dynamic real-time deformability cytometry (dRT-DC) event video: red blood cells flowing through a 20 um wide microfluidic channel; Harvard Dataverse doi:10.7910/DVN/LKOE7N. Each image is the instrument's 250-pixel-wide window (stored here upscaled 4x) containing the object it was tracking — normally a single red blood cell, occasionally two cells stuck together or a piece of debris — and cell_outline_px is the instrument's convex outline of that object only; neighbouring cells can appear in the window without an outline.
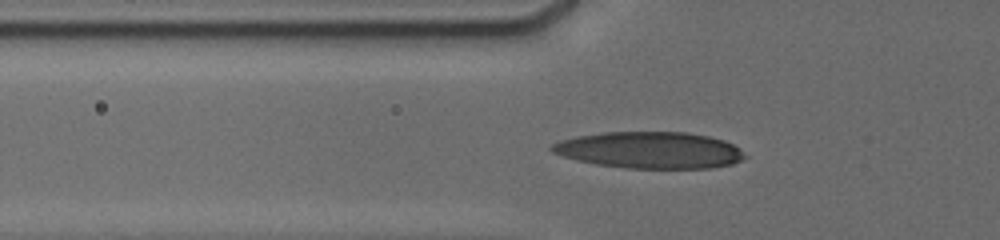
{"species": "human", "species_latin": "Homo sapiens", "temperature_condition": "cold", "stored_images_in_passage": 10, "camera_frame_rate_fps": 3000, "um_per_image_px": 0.085, "donor": {"sex": "male"}, "frame": {"image": 1, "passage_image": 3, "time_ms": 0.333, "image_size_px": [1000, 240], "cell_outline_px": [[748, 156], [732, 164], [712, 168], [628, 168], [596, 164], [576, 160], [552, 152], [548, 148], [552, 144], [560, 140], [580, 136], [604, 132], [688, 132], [708, 136], [724, 140], [740, 148]], "centroid_in_image_um": [55.25, 12.76], "position_along_channel_um": 70.5, "area_um2": 41.15}}
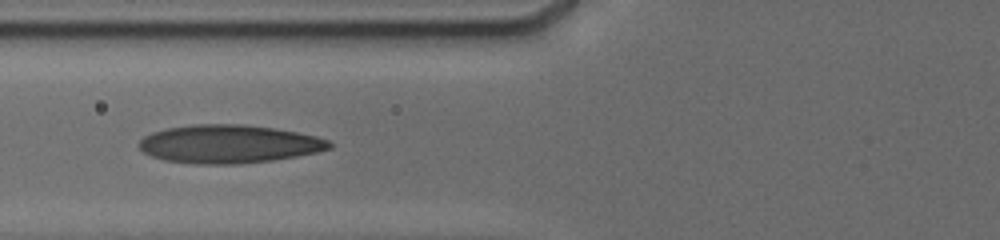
{"frame": {"image": 2, "passage_image": 9, "time_ms": 1.333, "image_size_px": [1000, 240], "cell_outline_px": [[332, 148], [316, 152], [296, 156], [272, 160], [240, 164], [196, 164], [164, 160], [152, 156], [144, 152], [136, 144], [144, 136], [152, 132], [168, 128], [192, 124], [244, 124], [272, 128], [296, 132], [316, 136], [328, 140], [332, 144]], "centroid_in_image_um": [19.43, 12.24], "position_along_channel_um": 106.4, "area_um2": 42.43}}